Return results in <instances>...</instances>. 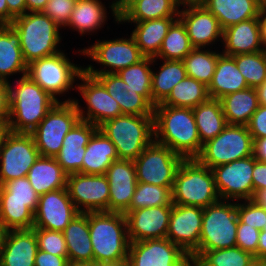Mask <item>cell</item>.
<instances>
[{
    "label": "cell",
    "mask_w": 266,
    "mask_h": 266,
    "mask_svg": "<svg viewBox=\"0 0 266 266\" xmlns=\"http://www.w3.org/2000/svg\"><path fill=\"white\" fill-rule=\"evenodd\" d=\"M154 141L184 159L196 158L203 145L192 108L157 104L154 107Z\"/></svg>",
    "instance_id": "6da1fadb"
},
{
    "label": "cell",
    "mask_w": 266,
    "mask_h": 266,
    "mask_svg": "<svg viewBox=\"0 0 266 266\" xmlns=\"http://www.w3.org/2000/svg\"><path fill=\"white\" fill-rule=\"evenodd\" d=\"M10 82L8 130L31 133L57 101L27 75L16 80L15 87Z\"/></svg>",
    "instance_id": "7a4b0ae2"
},
{
    "label": "cell",
    "mask_w": 266,
    "mask_h": 266,
    "mask_svg": "<svg viewBox=\"0 0 266 266\" xmlns=\"http://www.w3.org/2000/svg\"><path fill=\"white\" fill-rule=\"evenodd\" d=\"M89 232L94 263L128 259L126 216L120 212H89Z\"/></svg>",
    "instance_id": "3957f363"
},
{
    "label": "cell",
    "mask_w": 266,
    "mask_h": 266,
    "mask_svg": "<svg viewBox=\"0 0 266 266\" xmlns=\"http://www.w3.org/2000/svg\"><path fill=\"white\" fill-rule=\"evenodd\" d=\"M10 25L20 35L22 56L27 64L61 51V27L42 11L26 12L14 18Z\"/></svg>",
    "instance_id": "277c9868"
},
{
    "label": "cell",
    "mask_w": 266,
    "mask_h": 266,
    "mask_svg": "<svg viewBox=\"0 0 266 266\" xmlns=\"http://www.w3.org/2000/svg\"><path fill=\"white\" fill-rule=\"evenodd\" d=\"M98 129L115 145L119 159L134 161L154 141V116L122 114Z\"/></svg>",
    "instance_id": "5b68a950"
},
{
    "label": "cell",
    "mask_w": 266,
    "mask_h": 266,
    "mask_svg": "<svg viewBox=\"0 0 266 266\" xmlns=\"http://www.w3.org/2000/svg\"><path fill=\"white\" fill-rule=\"evenodd\" d=\"M219 200L212 170L196 158L184 159L175 175L172 203L205 208Z\"/></svg>",
    "instance_id": "8992f818"
},
{
    "label": "cell",
    "mask_w": 266,
    "mask_h": 266,
    "mask_svg": "<svg viewBox=\"0 0 266 266\" xmlns=\"http://www.w3.org/2000/svg\"><path fill=\"white\" fill-rule=\"evenodd\" d=\"M238 221L235 202L219 200L203 208L199 247L191 263L204 251L236 247Z\"/></svg>",
    "instance_id": "52a82bcc"
},
{
    "label": "cell",
    "mask_w": 266,
    "mask_h": 266,
    "mask_svg": "<svg viewBox=\"0 0 266 266\" xmlns=\"http://www.w3.org/2000/svg\"><path fill=\"white\" fill-rule=\"evenodd\" d=\"M39 195L27 177L0 186V222L7 230L32 229Z\"/></svg>",
    "instance_id": "ba28073f"
},
{
    "label": "cell",
    "mask_w": 266,
    "mask_h": 266,
    "mask_svg": "<svg viewBox=\"0 0 266 266\" xmlns=\"http://www.w3.org/2000/svg\"><path fill=\"white\" fill-rule=\"evenodd\" d=\"M83 71L84 66H77L60 51L55 55L30 62L26 75L57 102H65L60 101L58 96L69 93L70 89L75 90L77 87L73 84Z\"/></svg>",
    "instance_id": "9c48e42d"
},
{
    "label": "cell",
    "mask_w": 266,
    "mask_h": 266,
    "mask_svg": "<svg viewBox=\"0 0 266 266\" xmlns=\"http://www.w3.org/2000/svg\"><path fill=\"white\" fill-rule=\"evenodd\" d=\"M253 145L247 125L228 124L219 135L203 144L196 159L211 169L252 156Z\"/></svg>",
    "instance_id": "30bf717a"
},
{
    "label": "cell",
    "mask_w": 266,
    "mask_h": 266,
    "mask_svg": "<svg viewBox=\"0 0 266 266\" xmlns=\"http://www.w3.org/2000/svg\"><path fill=\"white\" fill-rule=\"evenodd\" d=\"M78 52L103 66V69H95L90 64L84 68V71L93 77L100 74L118 73L121 69L136 64L144 58L131 34L129 38L98 40Z\"/></svg>",
    "instance_id": "8fae6325"
},
{
    "label": "cell",
    "mask_w": 266,
    "mask_h": 266,
    "mask_svg": "<svg viewBox=\"0 0 266 266\" xmlns=\"http://www.w3.org/2000/svg\"><path fill=\"white\" fill-rule=\"evenodd\" d=\"M80 120L75 102H57L31 132L41 156L55 157L64 137Z\"/></svg>",
    "instance_id": "7c38bea8"
},
{
    "label": "cell",
    "mask_w": 266,
    "mask_h": 266,
    "mask_svg": "<svg viewBox=\"0 0 266 266\" xmlns=\"http://www.w3.org/2000/svg\"><path fill=\"white\" fill-rule=\"evenodd\" d=\"M31 133L7 131L0 145V186L21 177L40 157Z\"/></svg>",
    "instance_id": "4fadbf2b"
},
{
    "label": "cell",
    "mask_w": 266,
    "mask_h": 266,
    "mask_svg": "<svg viewBox=\"0 0 266 266\" xmlns=\"http://www.w3.org/2000/svg\"><path fill=\"white\" fill-rule=\"evenodd\" d=\"M184 158L167 146L153 141L133 161L137 182L173 187L176 172Z\"/></svg>",
    "instance_id": "5bb4252c"
},
{
    "label": "cell",
    "mask_w": 266,
    "mask_h": 266,
    "mask_svg": "<svg viewBox=\"0 0 266 266\" xmlns=\"http://www.w3.org/2000/svg\"><path fill=\"white\" fill-rule=\"evenodd\" d=\"M78 79L82 83H76V89L85 100L87 110L84 111L75 98L68 97L65 102H75L81 120L99 126L109 119L122 115L118 102L107 92L104 85L96 77L83 71Z\"/></svg>",
    "instance_id": "9a60e30c"
},
{
    "label": "cell",
    "mask_w": 266,
    "mask_h": 266,
    "mask_svg": "<svg viewBox=\"0 0 266 266\" xmlns=\"http://www.w3.org/2000/svg\"><path fill=\"white\" fill-rule=\"evenodd\" d=\"M254 156L234 160L211 168L220 200L245 201L253 199Z\"/></svg>",
    "instance_id": "2e32d148"
},
{
    "label": "cell",
    "mask_w": 266,
    "mask_h": 266,
    "mask_svg": "<svg viewBox=\"0 0 266 266\" xmlns=\"http://www.w3.org/2000/svg\"><path fill=\"white\" fill-rule=\"evenodd\" d=\"M66 189L79 212H108L109 183L105 174H69Z\"/></svg>",
    "instance_id": "e0dca14e"
},
{
    "label": "cell",
    "mask_w": 266,
    "mask_h": 266,
    "mask_svg": "<svg viewBox=\"0 0 266 266\" xmlns=\"http://www.w3.org/2000/svg\"><path fill=\"white\" fill-rule=\"evenodd\" d=\"M129 266H192L190 257L169 239L130 242Z\"/></svg>",
    "instance_id": "ac0fdd59"
},
{
    "label": "cell",
    "mask_w": 266,
    "mask_h": 266,
    "mask_svg": "<svg viewBox=\"0 0 266 266\" xmlns=\"http://www.w3.org/2000/svg\"><path fill=\"white\" fill-rule=\"evenodd\" d=\"M79 213L66 188L47 192L39 196L33 228L63 232Z\"/></svg>",
    "instance_id": "d6986e66"
},
{
    "label": "cell",
    "mask_w": 266,
    "mask_h": 266,
    "mask_svg": "<svg viewBox=\"0 0 266 266\" xmlns=\"http://www.w3.org/2000/svg\"><path fill=\"white\" fill-rule=\"evenodd\" d=\"M203 208L172 205L166 238L191 257L199 247Z\"/></svg>",
    "instance_id": "ffe728a7"
},
{
    "label": "cell",
    "mask_w": 266,
    "mask_h": 266,
    "mask_svg": "<svg viewBox=\"0 0 266 266\" xmlns=\"http://www.w3.org/2000/svg\"><path fill=\"white\" fill-rule=\"evenodd\" d=\"M178 18L186 27L190 43L194 48H205L207 46L222 42L223 29L217 18L208 11L201 3L181 4Z\"/></svg>",
    "instance_id": "44dd1931"
},
{
    "label": "cell",
    "mask_w": 266,
    "mask_h": 266,
    "mask_svg": "<svg viewBox=\"0 0 266 266\" xmlns=\"http://www.w3.org/2000/svg\"><path fill=\"white\" fill-rule=\"evenodd\" d=\"M172 205L124 212L129 242L166 238Z\"/></svg>",
    "instance_id": "7402d4cb"
},
{
    "label": "cell",
    "mask_w": 266,
    "mask_h": 266,
    "mask_svg": "<svg viewBox=\"0 0 266 266\" xmlns=\"http://www.w3.org/2000/svg\"><path fill=\"white\" fill-rule=\"evenodd\" d=\"M105 176L109 183L108 212L124 213L132 202L137 185L134 162L124 159L113 161Z\"/></svg>",
    "instance_id": "603a6c76"
},
{
    "label": "cell",
    "mask_w": 266,
    "mask_h": 266,
    "mask_svg": "<svg viewBox=\"0 0 266 266\" xmlns=\"http://www.w3.org/2000/svg\"><path fill=\"white\" fill-rule=\"evenodd\" d=\"M97 130L98 126L80 119L64 137L62 148L55 158L68 175L82 173L86 146Z\"/></svg>",
    "instance_id": "cb8c5ba5"
},
{
    "label": "cell",
    "mask_w": 266,
    "mask_h": 266,
    "mask_svg": "<svg viewBox=\"0 0 266 266\" xmlns=\"http://www.w3.org/2000/svg\"><path fill=\"white\" fill-rule=\"evenodd\" d=\"M37 251L33 229L7 230L0 251V266H35Z\"/></svg>",
    "instance_id": "d4e9b609"
},
{
    "label": "cell",
    "mask_w": 266,
    "mask_h": 266,
    "mask_svg": "<svg viewBox=\"0 0 266 266\" xmlns=\"http://www.w3.org/2000/svg\"><path fill=\"white\" fill-rule=\"evenodd\" d=\"M64 238L71 266H90L94 263L93 248L89 232V212H80L65 227Z\"/></svg>",
    "instance_id": "484cf974"
},
{
    "label": "cell",
    "mask_w": 266,
    "mask_h": 266,
    "mask_svg": "<svg viewBox=\"0 0 266 266\" xmlns=\"http://www.w3.org/2000/svg\"><path fill=\"white\" fill-rule=\"evenodd\" d=\"M222 44L224 50L221 53L228 56L263 51L258 17L224 29Z\"/></svg>",
    "instance_id": "4316f807"
},
{
    "label": "cell",
    "mask_w": 266,
    "mask_h": 266,
    "mask_svg": "<svg viewBox=\"0 0 266 266\" xmlns=\"http://www.w3.org/2000/svg\"><path fill=\"white\" fill-rule=\"evenodd\" d=\"M107 92L118 102L122 114L153 115L154 107L137 90L132 89L117 74H100L95 76Z\"/></svg>",
    "instance_id": "83f0119b"
},
{
    "label": "cell",
    "mask_w": 266,
    "mask_h": 266,
    "mask_svg": "<svg viewBox=\"0 0 266 266\" xmlns=\"http://www.w3.org/2000/svg\"><path fill=\"white\" fill-rule=\"evenodd\" d=\"M219 21L221 28L259 17L260 0H202L200 2Z\"/></svg>",
    "instance_id": "f1b7e54d"
},
{
    "label": "cell",
    "mask_w": 266,
    "mask_h": 266,
    "mask_svg": "<svg viewBox=\"0 0 266 266\" xmlns=\"http://www.w3.org/2000/svg\"><path fill=\"white\" fill-rule=\"evenodd\" d=\"M20 47V35L11 25H0V79L9 81L14 74H27Z\"/></svg>",
    "instance_id": "f546056e"
},
{
    "label": "cell",
    "mask_w": 266,
    "mask_h": 266,
    "mask_svg": "<svg viewBox=\"0 0 266 266\" xmlns=\"http://www.w3.org/2000/svg\"><path fill=\"white\" fill-rule=\"evenodd\" d=\"M248 87L244 76L236 66L235 59L232 56L221 54L218 57L214 75L208 86L210 98L220 99Z\"/></svg>",
    "instance_id": "4dcf8cb0"
},
{
    "label": "cell",
    "mask_w": 266,
    "mask_h": 266,
    "mask_svg": "<svg viewBox=\"0 0 266 266\" xmlns=\"http://www.w3.org/2000/svg\"><path fill=\"white\" fill-rule=\"evenodd\" d=\"M68 174L58 164L55 157L40 156L29 169L27 178L40 196L47 192L66 188Z\"/></svg>",
    "instance_id": "1f68e13d"
},
{
    "label": "cell",
    "mask_w": 266,
    "mask_h": 266,
    "mask_svg": "<svg viewBox=\"0 0 266 266\" xmlns=\"http://www.w3.org/2000/svg\"><path fill=\"white\" fill-rule=\"evenodd\" d=\"M178 17H164L142 22H133L135 29L131 35L134 37L141 54L144 57L155 58L160 51L163 39L169 27Z\"/></svg>",
    "instance_id": "d6a6232c"
},
{
    "label": "cell",
    "mask_w": 266,
    "mask_h": 266,
    "mask_svg": "<svg viewBox=\"0 0 266 266\" xmlns=\"http://www.w3.org/2000/svg\"><path fill=\"white\" fill-rule=\"evenodd\" d=\"M118 159L115 145L98 129L86 146L82 174H105L113 161Z\"/></svg>",
    "instance_id": "836d02e7"
},
{
    "label": "cell",
    "mask_w": 266,
    "mask_h": 266,
    "mask_svg": "<svg viewBox=\"0 0 266 266\" xmlns=\"http://www.w3.org/2000/svg\"><path fill=\"white\" fill-rule=\"evenodd\" d=\"M178 0H135L120 16L119 24L178 17Z\"/></svg>",
    "instance_id": "e575fe53"
},
{
    "label": "cell",
    "mask_w": 266,
    "mask_h": 266,
    "mask_svg": "<svg viewBox=\"0 0 266 266\" xmlns=\"http://www.w3.org/2000/svg\"><path fill=\"white\" fill-rule=\"evenodd\" d=\"M228 124L247 125L258 109L256 88H246L219 99Z\"/></svg>",
    "instance_id": "d590c367"
},
{
    "label": "cell",
    "mask_w": 266,
    "mask_h": 266,
    "mask_svg": "<svg viewBox=\"0 0 266 266\" xmlns=\"http://www.w3.org/2000/svg\"><path fill=\"white\" fill-rule=\"evenodd\" d=\"M105 6L101 0H77L65 27L78 31L82 36L85 33H94L104 27L107 20Z\"/></svg>",
    "instance_id": "8d00e7d4"
},
{
    "label": "cell",
    "mask_w": 266,
    "mask_h": 266,
    "mask_svg": "<svg viewBox=\"0 0 266 266\" xmlns=\"http://www.w3.org/2000/svg\"><path fill=\"white\" fill-rule=\"evenodd\" d=\"M192 110L202 145L219 135L228 125L219 99L209 98Z\"/></svg>",
    "instance_id": "74e56055"
},
{
    "label": "cell",
    "mask_w": 266,
    "mask_h": 266,
    "mask_svg": "<svg viewBox=\"0 0 266 266\" xmlns=\"http://www.w3.org/2000/svg\"><path fill=\"white\" fill-rule=\"evenodd\" d=\"M162 60L160 70L152 71V98L153 107L162 103L171 93L174 86L187 76L184 64L182 61ZM164 61V62H163Z\"/></svg>",
    "instance_id": "f35d334b"
},
{
    "label": "cell",
    "mask_w": 266,
    "mask_h": 266,
    "mask_svg": "<svg viewBox=\"0 0 266 266\" xmlns=\"http://www.w3.org/2000/svg\"><path fill=\"white\" fill-rule=\"evenodd\" d=\"M209 98L208 87L205 84L186 76L174 86L171 93L161 104L173 107L195 108Z\"/></svg>",
    "instance_id": "ab89813d"
},
{
    "label": "cell",
    "mask_w": 266,
    "mask_h": 266,
    "mask_svg": "<svg viewBox=\"0 0 266 266\" xmlns=\"http://www.w3.org/2000/svg\"><path fill=\"white\" fill-rule=\"evenodd\" d=\"M222 53L204 48H194L183 60L187 76L198 80L207 87L211 83L218 57Z\"/></svg>",
    "instance_id": "60d3db41"
},
{
    "label": "cell",
    "mask_w": 266,
    "mask_h": 266,
    "mask_svg": "<svg viewBox=\"0 0 266 266\" xmlns=\"http://www.w3.org/2000/svg\"><path fill=\"white\" fill-rule=\"evenodd\" d=\"M193 49L185 25L177 18L169 27L155 58L182 61Z\"/></svg>",
    "instance_id": "b9f144b4"
},
{
    "label": "cell",
    "mask_w": 266,
    "mask_h": 266,
    "mask_svg": "<svg viewBox=\"0 0 266 266\" xmlns=\"http://www.w3.org/2000/svg\"><path fill=\"white\" fill-rule=\"evenodd\" d=\"M156 60V58L144 57L138 63L121 69L117 73L125 83L132 89L137 90V93L142 95L152 106L153 98L151 88L153 69L151 67L157 62Z\"/></svg>",
    "instance_id": "7bdbcfd3"
},
{
    "label": "cell",
    "mask_w": 266,
    "mask_h": 266,
    "mask_svg": "<svg viewBox=\"0 0 266 266\" xmlns=\"http://www.w3.org/2000/svg\"><path fill=\"white\" fill-rule=\"evenodd\" d=\"M255 257L239 247L202 252L192 266H248Z\"/></svg>",
    "instance_id": "ee69618b"
},
{
    "label": "cell",
    "mask_w": 266,
    "mask_h": 266,
    "mask_svg": "<svg viewBox=\"0 0 266 266\" xmlns=\"http://www.w3.org/2000/svg\"><path fill=\"white\" fill-rule=\"evenodd\" d=\"M172 188L137 182L132 202L125 212L147 207L173 205Z\"/></svg>",
    "instance_id": "f6af8a7d"
},
{
    "label": "cell",
    "mask_w": 266,
    "mask_h": 266,
    "mask_svg": "<svg viewBox=\"0 0 266 266\" xmlns=\"http://www.w3.org/2000/svg\"><path fill=\"white\" fill-rule=\"evenodd\" d=\"M250 88H258L266 81V51L232 56Z\"/></svg>",
    "instance_id": "bcb514c9"
},
{
    "label": "cell",
    "mask_w": 266,
    "mask_h": 266,
    "mask_svg": "<svg viewBox=\"0 0 266 266\" xmlns=\"http://www.w3.org/2000/svg\"><path fill=\"white\" fill-rule=\"evenodd\" d=\"M37 238L38 249L56 256H68L63 232L32 228Z\"/></svg>",
    "instance_id": "7dc6e473"
},
{
    "label": "cell",
    "mask_w": 266,
    "mask_h": 266,
    "mask_svg": "<svg viewBox=\"0 0 266 266\" xmlns=\"http://www.w3.org/2000/svg\"><path fill=\"white\" fill-rule=\"evenodd\" d=\"M238 219L251 227L262 231L266 224V209L254 199L239 203L236 201Z\"/></svg>",
    "instance_id": "c3c4849f"
},
{
    "label": "cell",
    "mask_w": 266,
    "mask_h": 266,
    "mask_svg": "<svg viewBox=\"0 0 266 266\" xmlns=\"http://www.w3.org/2000/svg\"><path fill=\"white\" fill-rule=\"evenodd\" d=\"M76 2L77 0H49L42 12L62 29L68 24Z\"/></svg>",
    "instance_id": "681fc988"
},
{
    "label": "cell",
    "mask_w": 266,
    "mask_h": 266,
    "mask_svg": "<svg viewBox=\"0 0 266 266\" xmlns=\"http://www.w3.org/2000/svg\"><path fill=\"white\" fill-rule=\"evenodd\" d=\"M259 235L260 231L258 229L239 220L236 233V246L257 258Z\"/></svg>",
    "instance_id": "f907efd6"
},
{
    "label": "cell",
    "mask_w": 266,
    "mask_h": 266,
    "mask_svg": "<svg viewBox=\"0 0 266 266\" xmlns=\"http://www.w3.org/2000/svg\"><path fill=\"white\" fill-rule=\"evenodd\" d=\"M248 130L253 139L266 137V107L259 105L253 113L249 123Z\"/></svg>",
    "instance_id": "816d5d0a"
},
{
    "label": "cell",
    "mask_w": 266,
    "mask_h": 266,
    "mask_svg": "<svg viewBox=\"0 0 266 266\" xmlns=\"http://www.w3.org/2000/svg\"><path fill=\"white\" fill-rule=\"evenodd\" d=\"M35 266H71L68 257L56 256L39 250L35 257Z\"/></svg>",
    "instance_id": "f5cc1de1"
},
{
    "label": "cell",
    "mask_w": 266,
    "mask_h": 266,
    "mask_svg": "<svg viewBox=\"0 0 266 266\" xmlns=\"http://www.w3.org/2000/svg\"><path fill=\"white\" fill-rule=\"evenodd\" d=\"M252 179L254 198L258 191L266 189V162H260L258 160L255 161Z\"/></svg>",
    "instance_id": "db71d44e"
},
{
    "label": "cell",
    "mask_w": 266,
    "mask_h": 266,
    "mask_svg": "<svg viewBox=\"0 0 266 266\" xmlns=\"http://www.w3.org/2000/svg\"><path fill=\"white\" fill-rule=\"evenodd\" d=\"M9 113V81L0 79V123H7Z\"/></svg>",
    "instance_id": "11a10c76"
},
{
    "label": "cell",
    "mask_w": 266,
    "mask_h": 266,
    "mask_svg": "<svg viewBox=\"0 0 266 266\" xmlns=\"http://www.w3.org/2000/svg\"><path fill=\"white\" fill-rule=\"evenodd\" d=\"M253 156L260 162H266V137L253 139Z\"/></svg>",
    "instance_id": "9f6ffc18"
},
{
    "label": "cell",
    "mask_w": 266,
    "mask_h": 266,
    "mask_svg": "<svg viewBox=\"0 0 266 266\" xmlns=\"http://www.w3.org/2000/svg\"><path fill=\"white\" fill-rule=\"evenodd\" d=\"M9 12L16 18L27 12L25 0H6Z\"/></svg>",
    "instance_id": "6f0895ef"
},
{
    "label": "cell",
    "mask_w": 266,
    "mask_h": 266,
    "mask_svg": "<svg viewBox=\"0 0 266 266\" xmlns=\"http://www.w3.org/2000/svg\"><path fill=\"white\" fill-rule=\"evenodd\" d=\"M14 18L8 10L6 0H0V25H10Z\"/></svg>",
    "instance_id": "680465c9"
},
{
    "label": "cell",
    "mask_w": 266,
    "mask_h": 266,
    "mask_svg": "<svg viewBox=\"0 0 266 266\" xmlns=\"http://www.w3.org/2000/svg\"><path fill=\"white\" fill-rule=\"evenodd\" d=\"M258 22H259L261 43L264 50L266 51V11L263 10L260 11Z\"/></svg>",
    "instance_id": "91938a15"
},
{
    "label": "cell",
    "mask_w": 266,
    "mask_h": 266,
    "mask_svg": "<svg viewBox=\"0 0 266 266\" xmlns=\"http://www.w3.org/2000/svg\"><path fill=\"white\" fill-rule=\"evenodd\" d=\"M27 12L43 11L49 0H25Z\"/></svg>",
    "instance_id": "94428289"
},
{
    "label": "cell",
    "mask_w": 266,
    "mask_h": 266,
    "mask_svg": "<svg viewBox=\"0 0 266 266\" xmlns=\"http://www.w3.org/2000/svg\"><path fill=\"white\" fill-rule=\"evenodd\" d=\"M257 259H266V231H260Z\"/></svg>",
    "instance_id": "6125c7cd"
},
{
    "label": "cell",
    "mask_w": 266,
    "mask_h": 266,
    "mask_svg": "<svg viewBox=\"0 0 266 266\" xmlns=\"http://www.w3.org/2000/svg\"><path fill=\"white\" fill-rule=\"evenodd\" d=\"M257 94H258V101L259 105L266 107V81L256 88Z\"/></svg>",
    "instance_id": "be15d7a7"
},
{
    "label": "cell",
    "mask_w": 266,
    "mask_h": 266,
    "mask_svg": "<svg viewBox=\"0 0 266 266\" xmlns=\"http://www.w3.org/2000/svg\"><path fill=\"white\" fill-rule=\"evenodd\" d=\"M253 199L266 209V189L258 191Z\"/></svg>",
    "instance_id": "e7e4bbea"
},
{
    "label": "cell",
    "mask_w": 266,
    "mask_h": 266,
    "mask_svg": "<svg viewBox=\"0 0 266 266\" xmlns=\"http://www.w3.org/2000/svg\"><path fill=\"white\" fill-rule=\"evenodd\" d=\"M135 0H121L117 5V12L119 16L134 2Z\"/></svg>",
    "instance_id": "03108f58"
},
{
    "label": "cell",
    "mask_w": 266,
    "mask_h": 266,
    "mask_svg": "<svg viewBox=\"0 0 266 266\" xmlns=\"http://www.w3.org/2000/svg\"><path fill=\"white\" fill-rule=\"evenodd\" d=\"M90 266H129V263L127 260H120L116 262L93 263Z\"/></svg>",
    "instance_id": "003e7915"
},
{
    "label": "cell",
    "mask_w": 266,
    "mask_h": 266,
    "mask_svg": "<svg viewBox=\"0 0 266 266\" xmlns=\"http://www.w3.org/2000/svg\"><path fill=\"white\" fill-rule=\"evenodd\" d=\"M121 0H114L112 1L111 5L109 6V8H111L112 10V16H114L115 22L119 24V14L117 12V8L116 5L120 2Z\"/></svg>",
    "instance_id": "a7ac6f4b"
},
{
    "label": "cell",
    "mask_w": 266,
    "mask_h": 266,
    "mask_svg": "<svg viewBox=\"0 0 266 266\" xmlns=\"http://www.w3.org/2000/svg\"><path fill=\"white\" fill-rule=\"evenodd\" d=\"M7 229L3 226V224L0 222V251L3 247L4 238L6 235Z\"/></svg>",
    "instance_id": "89a4df30"
},
{
    "label": "cell",
    "mask_w": 266,
    "mask_h": 266,
    "mask_svg": "<svg viewBox=\"0 0 266 266\" xmlns=\"http://www.w3.org/2000/svg\"><path fill=\"white\" fill-rule=\"evenodd\" d=\"M248 266H266V259L254 258Z\"/></svg>",
    "instance_id": "2644e50d"
},
{
    "label": "cell",
    "mask_w": 266,
    "mask_h": 266,
    "mask_svg": "<svg viewBox=\"0 0 266 266\" xmlns=\"http://www.w3.org/2000/svg\"><path fill=\"white\" fill-rule=\"evenodd\" d=\"M8 131L6 123H0V145L5 133Z\"/></svg>",
    "instance_id": "8c879c8a"
},
{
    "label": "cell",
    "mask_w": 266,
    "mask_h": 266,
    "mask_svg": "<svg viewBox=\"0 0 266 266\" xmlns=\"http://www.w3.org/2000/svg\"><path fill=\"white\" fill-rule=\"evenodd\" d=\"M181 4L185 3H200L202 0H178Z\"/></svg>",
    "instance_id": "753ad0ef"
},
{
    "label": "cell",
    "mask_w": 266,
    "mask_h": 266,
    "mask_svg": "<svg viewBox=\"0 0 266 266\" xmlns=\"http://www.w3.org/2000/svg\"><path fill=\"white\" fill-rule=\"evenodd\" d=\"M260 9L266 11V0H260Z\"/></svg>",
    "instance_id": "34e18365"
},
{
    "label": "cell",
    "mask_w": 266,
    "mask_h": 266,
    "mask_svg": "<svg viewBox=\"0 0 266 266\" xmlns=\"http://www.w3.org/2000/svg\"><path fill=\"white\" fill-rule=\"evenodd\" d=\"M262 231H266V224H265V226H264V228H263V230Z\"/></svg>",
    "instance_id": "11e5206c"
}]
</instances>
